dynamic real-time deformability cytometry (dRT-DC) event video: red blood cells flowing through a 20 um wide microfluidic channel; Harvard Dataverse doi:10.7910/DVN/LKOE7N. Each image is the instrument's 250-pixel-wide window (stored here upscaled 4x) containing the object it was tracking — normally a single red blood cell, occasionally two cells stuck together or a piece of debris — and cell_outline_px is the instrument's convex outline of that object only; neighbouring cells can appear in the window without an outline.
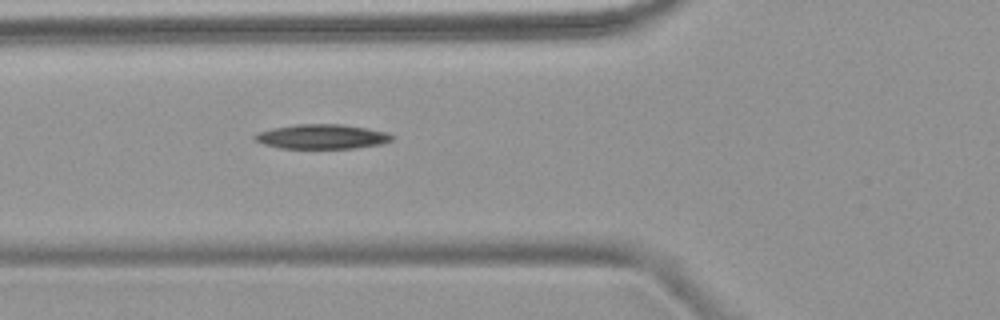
{"species": "common noctule bat (a hibernating species)", "species_latin": "Nyctalus noctula", "temperature_condition": "warm", "stored_images_in_passage": 2, "camera_frame_rate_fps": 3000, "um_per_image_px": 0.085, "animal": {"sex": "female", "body_mass_g": 18.4}, "frame": {"image": 1, "passage_image": 2, "time_ms": 2.0, "image_size_px": [1000, 320], "cell_outline_px": [[396, 136], [392, 140], [384, 144], [356, 148], [280, 148], [264, 144], [252, 140], [252, 136], [260, 132], [272, 128], [296, 124], [340, 124], [368, 128], [388, 132]], "centroid_in_image_um": [27.4, 11.61], "position_along_channel_um": 98.4, "area_um2": 19.88}}